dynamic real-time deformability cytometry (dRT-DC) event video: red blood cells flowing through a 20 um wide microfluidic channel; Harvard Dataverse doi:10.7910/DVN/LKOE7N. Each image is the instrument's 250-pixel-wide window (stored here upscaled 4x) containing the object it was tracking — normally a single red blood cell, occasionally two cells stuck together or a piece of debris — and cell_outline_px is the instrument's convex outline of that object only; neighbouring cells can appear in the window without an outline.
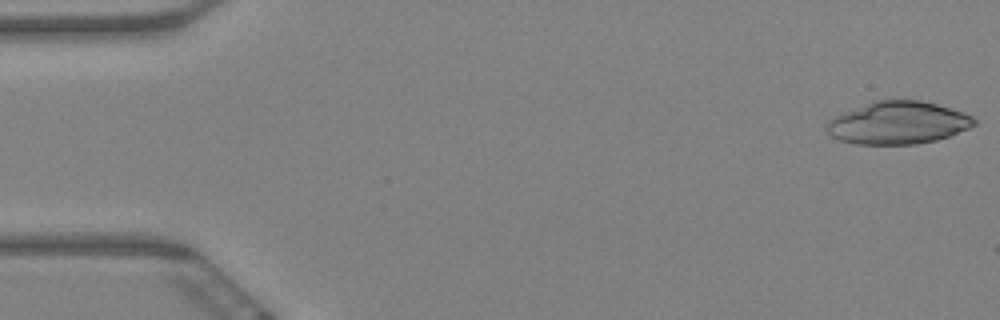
{"species": "Egyptian fruit bat (a non-hibernating species)", "species_latin": "Rousettus aegyptiacus", "temperature_condition": "warm", "stored_images_in_passage": 45, "camera_frame_rate_fps": 3000, "um_per_image_px": 0.085, "animal": {"sex": "female"}, "frame": {"image": 1, "passage_image": 1, "time_ms": 0.0, "image_size_px": [1000, 320], "cell_outline_px": [[976, 124], [968, 128], [948, 136], [936, 140], [916, 144], [856, 144], [840, 140], [832, 136], [824, 128], [828, 120], [832, 116], [876, 100], [920, 100], [936, 104], [964, 112], [972, 116], [976, 120]], "centroid_in_image_um": [76.3, 10.44], "position_along_channel_um": 8.7, "area_um2": 36.53}}